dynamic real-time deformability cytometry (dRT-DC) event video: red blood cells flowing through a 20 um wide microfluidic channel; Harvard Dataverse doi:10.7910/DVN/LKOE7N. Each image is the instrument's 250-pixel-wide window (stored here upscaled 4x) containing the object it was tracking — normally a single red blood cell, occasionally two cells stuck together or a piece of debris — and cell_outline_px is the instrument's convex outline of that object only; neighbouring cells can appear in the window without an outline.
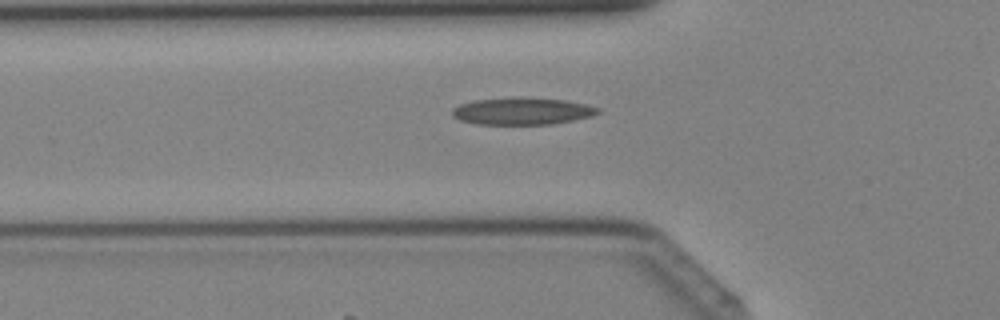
{"species": "Egyptian fruit bat (a non-hibernating species)", "species_latin": "Rousettus aegyptiacus", "temperature_condition": "cold", "stored_images_in_passage": 29, "camera_frame_rate_fps": 3000, "um_per_image_px": 0.085, "animal": {"sex": "female"}, "frame": {"image": 1, "passage_image": 7, "time_ms": 2.0, "image_size_px": [1000, 320], "cell_outline_px": [[600, 112], [592, 116], [552, 124], [476, 124], [460, 120], [452, 116], [452, 108], [460, 104], [476, 100], [564, 100], [584, 104], [600, 108]], "centroid_in_image_um": [44.38, 9.5], "position_along_channel_um": 81.4, "area_um2": 21.79}}
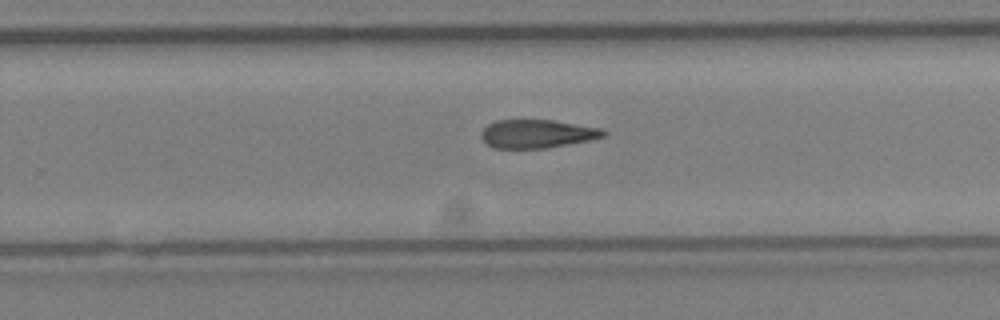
{"frame": {"image": 2, "passage_image": 19, "time_ms": 6.0, "image_size_px": [1000, 320], "cell_outline_px": [[608, 132], [604, 136], [588, 140], [544, 148], [492, 148], [480, 136], [480, 132], [488, 124], [496, 120], [552, 120], [600, 128]], "centroid_in_image_um": [45.61, 11.36], "position_along_channel_um": 284.2, "area_um2": 20.0}}
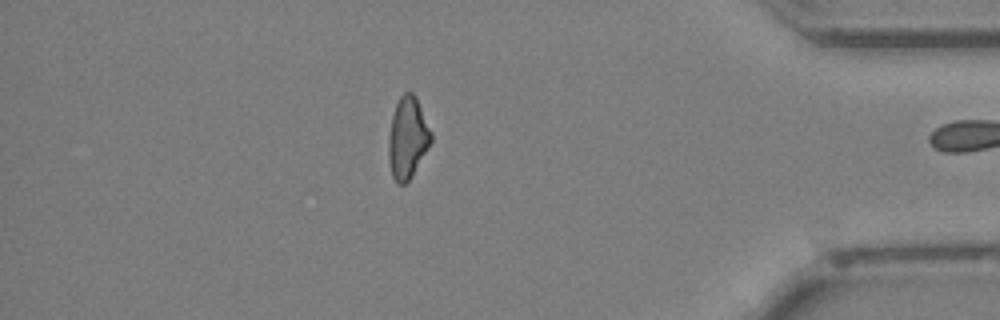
{"frame": {"image": 3, "passage_image": 28, "time_ms": 9.0, "image_size_px": [1000, 320], "cell_outline_px": [[432, 140], [428, 148], [412, 176], [404, 184], [396, 184], [392, 176], [388, 160], [388, 136], [392, 116], [396, 104], [400, 96], [404, 92], [412, 92], [416, 96], [432, 132]], "centroid_in_image_um": [34.64, 11.72], "position_along_channel_um": 400.6, "area_um2": 20.35}}